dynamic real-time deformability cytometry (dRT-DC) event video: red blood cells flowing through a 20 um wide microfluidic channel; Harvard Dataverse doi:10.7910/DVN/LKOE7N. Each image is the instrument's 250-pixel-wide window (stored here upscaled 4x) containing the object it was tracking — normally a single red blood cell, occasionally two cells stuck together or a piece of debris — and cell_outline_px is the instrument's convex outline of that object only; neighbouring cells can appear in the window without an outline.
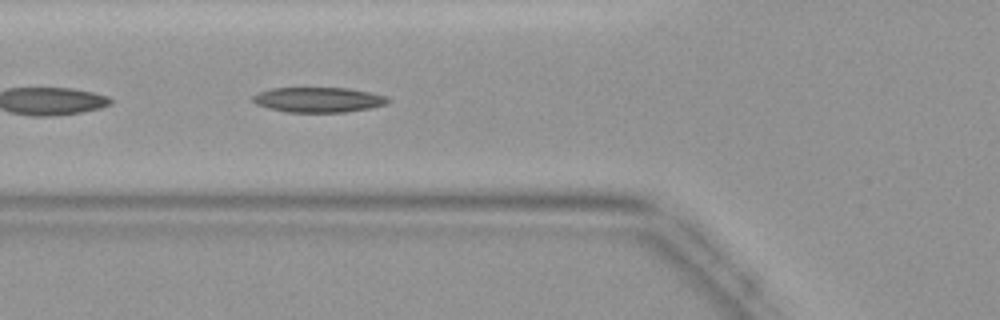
{"species": "common noctule bat (a hibernating species)", "species_latin": "Nyctalus noctula", "temperature_condition": "warm", "stored_images_in_passage": 43, "segment_of_instrument_passage": [2, 2], "camera_frame_rate_fps": 3000, "um_per_image_px": 0.085, "animal": {"sex": "female", "body_mass_g": 19.9}, "frame": {"image": 1, "passage_image": 16, "time_ms": 5.0, "image_size_px": [1000, 320], "cell_outline_px": [[392, 100], [388, 104], [372, 108], [344, 112], [288, 112], [268, 108], [256, 104], [252, 100], [252, 96], [256, 92], [272, 88], [348, 88], [388, 96]], "centroid_in_image_um": [27.09, 8.48], "position_along_channel_um": 98.7, "area_um2": 19.94}}
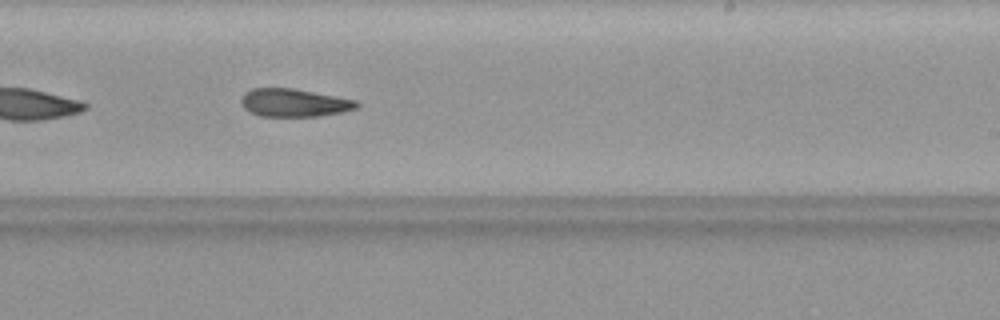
{"frame": {"image": 2, "passage_image": 27, "time_ms": 8.667, "image_size_px": [1000, 320], "cell_outline_px": [[360, 104], [356, 108], [340, 112], [320, 116], [260, 116], [244, 108], [240, 100], [244, 92], [252, 88], [292, 88], [336, 96], [356, 100]], "centroid_in_image_um": [24.98, 8.72], "position_along_channel_um": 264.0, "area_um2": 18.73}}
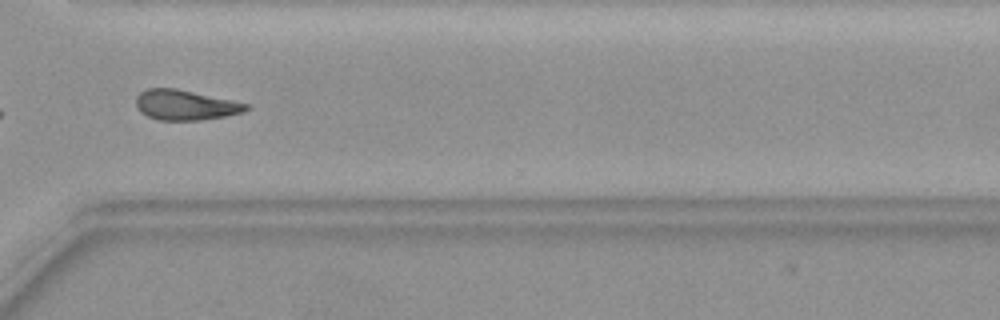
{"frame": {"image": 3, "passage_image": 33, "time_ms": 10.667, "image_size_px": [1000, 320], "cell_outline_px": [[252, 108], [244, 112], [224, 116], [200, 120], [160, 120], [148, 116], [140, 112], [136, 108], [136, 96], [140, 92], [148, 88], [176, 88], [232, 100], [248, 104]], "centroid_in_image_um": [15.75, 8.92], "position_along_channel_um": 354.9, "area_um2": 19.36}}